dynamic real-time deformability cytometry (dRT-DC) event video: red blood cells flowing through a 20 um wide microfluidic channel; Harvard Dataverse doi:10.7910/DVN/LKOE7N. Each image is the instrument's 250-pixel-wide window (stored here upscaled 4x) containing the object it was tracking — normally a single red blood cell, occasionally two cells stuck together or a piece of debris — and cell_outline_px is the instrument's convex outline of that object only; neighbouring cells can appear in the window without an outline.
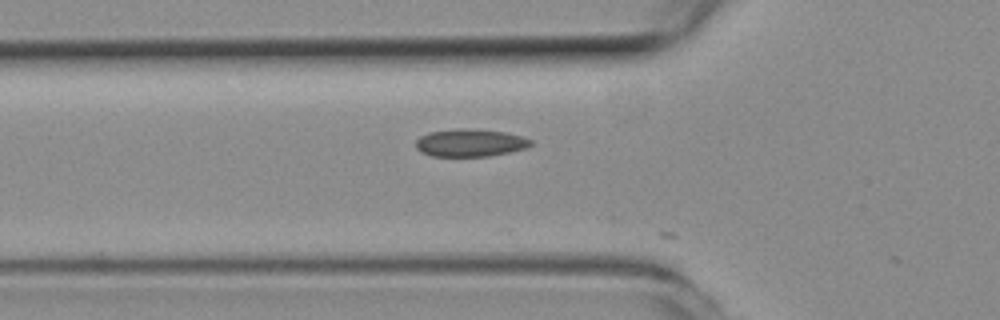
{"species": "common noctule bat (a hibernating species)", "species_latin": "Nyctalus noctula", "temperature_condition": "room temperature", "stored_images_in_passage": 3, "camera_frame_rate_fps": 3000, "um_per_image_px": 0.085, "animal": {"sex": "female", "body_mass_g": 19.3, "forearm_length_mm": 54.1}, "frame": {"image": 1, "passage_image": 2, "time_ms": 0.333, "image_size_px": [1000, 320], "cell_outline_px": [[532, 144], [528, 148], [488, 156], [432, 156], [420, 152], [416, 148], [416, 140], [420, 136], [428, 132], [464, 128], [476, 128], [504, 132], [524, 136], [532, 140]], "centroid_in_image_um": [39.98, 12.13], "position_along_channel_um": 85.8, "area_um2": 18.67}}